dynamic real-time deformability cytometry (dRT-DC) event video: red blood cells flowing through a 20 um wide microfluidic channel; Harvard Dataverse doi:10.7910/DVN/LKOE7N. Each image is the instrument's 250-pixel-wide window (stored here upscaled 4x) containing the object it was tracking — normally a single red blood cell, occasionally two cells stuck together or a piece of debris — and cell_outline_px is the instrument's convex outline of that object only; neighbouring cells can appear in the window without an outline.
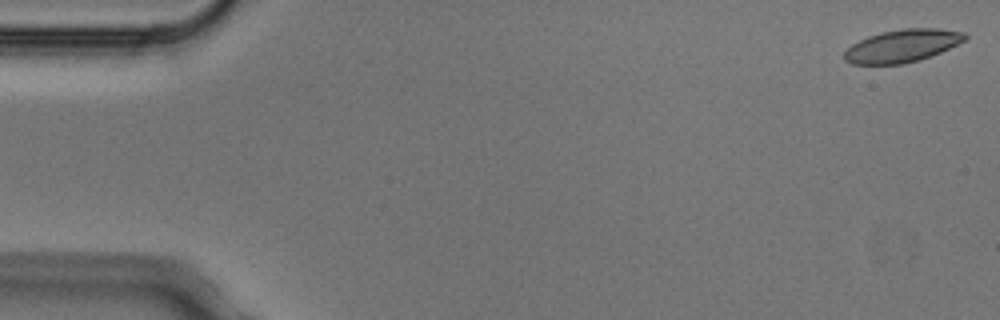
{"species": "Egyptian fruit bat (a non-hibernating species)", "species_latin": "Rousettus aegyptiacus", "temperature_condition": "cold", "stored_images_in_passage": 4, "camera_frame_rate_fps": 3000, "um_per_image_px": 0.085, "animal": {"sex": "male"}, "frame": {"image": 1, "passage_image": 1, "time_ms": 0.0, "image_size_px": [1000, 320], "cell_outline_px": [[968, 36], [964, 40], [940, 52], [920, 60], [904, 64], [852, 64], [844, 60], [844, 52], [852, 44], [868, 36], [880, 32], [900, 28], [940, 28], [964, 32]], "centroid_in_image_um": [76.68, 3.89], "position_along_channel_um": 8.3, "area_um2": 23.0}}
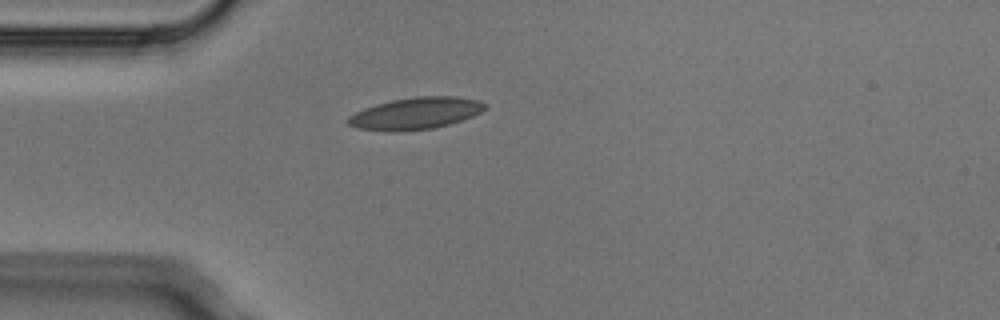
{"frame": {"image": 2, "passage_image": 4, "time_ms": 1.0, "image_size_px": [1000, 320], "cell_outline_px": [[488, 108], [472, 116], [448, 124], [432, 128], [396, 132], [392, 132], [356, 128], [348, 124], [344, 120], [348, 116], [364, 108], [376, 104], [392, 100], [416, 96], [456, 96], [480, 100], [488, 104]], "centroid_in_image_um": [35.32, 9.63], "position_along_channel_um": 49.7, "area_um2": 25.61}}